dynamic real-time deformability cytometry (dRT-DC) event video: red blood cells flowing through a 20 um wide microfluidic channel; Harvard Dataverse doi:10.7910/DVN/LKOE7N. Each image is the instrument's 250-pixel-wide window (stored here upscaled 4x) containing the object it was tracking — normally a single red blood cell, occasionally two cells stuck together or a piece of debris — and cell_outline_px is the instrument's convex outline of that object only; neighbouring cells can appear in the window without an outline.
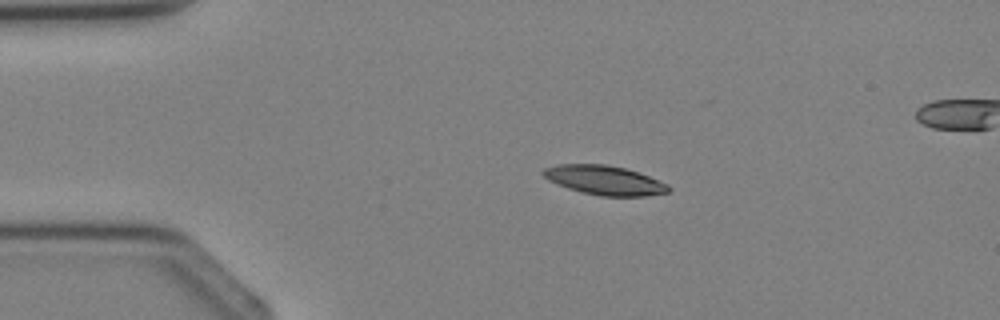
{"species": "Egyptian fruit bat (a non-hibernating species)", "species_latin": "Rousettus aegyptiacus", "temperature_condition": "cold", "stored_images_in_passage": 3, "camera_frame_rate_fps": 3000, "um_per_image_px": 0.085, "animal": {"sex": "female"}, "frame": {"image": 1, "passage_image": 1, "time_ms": 0.0, "image_size_px": [1000, 320], "cell_outline_px": [[672, 188], [668, 192], [644, 196], [600, 196], [568, 188], [556, 184], [548, 180], [540, 172], [544, 168], [556, 164], [604, 164], [624, 168], [648, 176], [668, 184]], "centroid_in_image_um": [51.35, 15.31], "position_along_channel_um": 33.6, "area_um2": 21.27}}
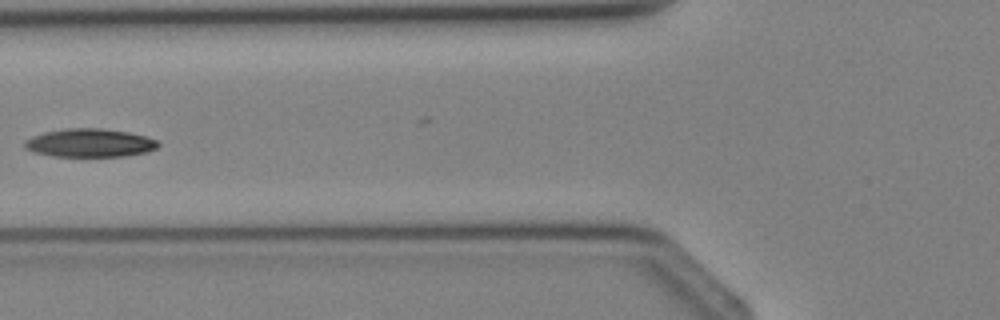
{"frame": {"image": 2, "passage_image": 3, "time_ms": 2.333, "image_size_px": [1000, 320], "cell_outline_px": [[160, 144], [156, 148], [148, 152], [124, 156], [52, 156], [36, 152], [24, 148], [24, 140], [32, 136], [44, 132], [68, 128], [100, 128], [128, 132], [144, 136], [156, 140]], "centroid_in_image_um": [7.62, 12.14], "position_along_channel_um": 118.2, "area_um2": 21.96}}